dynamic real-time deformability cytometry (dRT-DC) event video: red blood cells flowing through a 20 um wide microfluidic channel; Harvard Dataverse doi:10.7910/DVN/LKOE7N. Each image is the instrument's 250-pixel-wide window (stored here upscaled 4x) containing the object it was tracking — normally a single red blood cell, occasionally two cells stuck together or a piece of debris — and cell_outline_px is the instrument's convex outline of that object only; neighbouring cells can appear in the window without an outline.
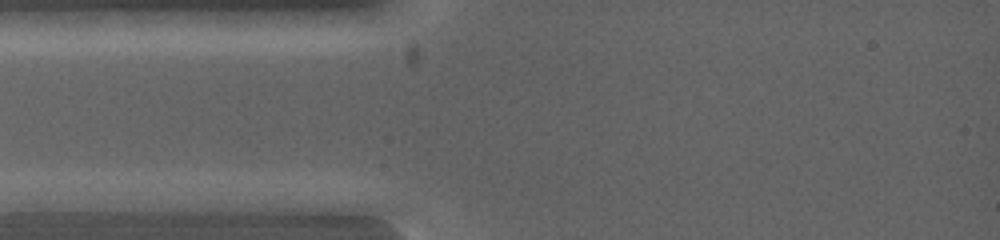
{"species": "common noctule bat (a hibernating species)", "species_latin": "Nyctalus noctula", "temperature_condition": "warm", "stored_images_in_passage": 4, "camera_frame_rate_fps": 5000, "um_per_image_px": 0.085, "animal": {"sex": "female", "body_mass_g": 19.0, "forearm_length_mm": 53.3}, "frame": {"image": 1, "passage_image": 2, "time_ms": 0.4, "image_size_px": [1000, 240], "cell_outline_px": [[100, 204], [96, 212], [20, 212], [16, 200], [44, 192], [88, 188]], "centroid_in_image_um": [5.12, 17.16], "position_along_channel_um": 79.9, "area_um2": 11.33}}